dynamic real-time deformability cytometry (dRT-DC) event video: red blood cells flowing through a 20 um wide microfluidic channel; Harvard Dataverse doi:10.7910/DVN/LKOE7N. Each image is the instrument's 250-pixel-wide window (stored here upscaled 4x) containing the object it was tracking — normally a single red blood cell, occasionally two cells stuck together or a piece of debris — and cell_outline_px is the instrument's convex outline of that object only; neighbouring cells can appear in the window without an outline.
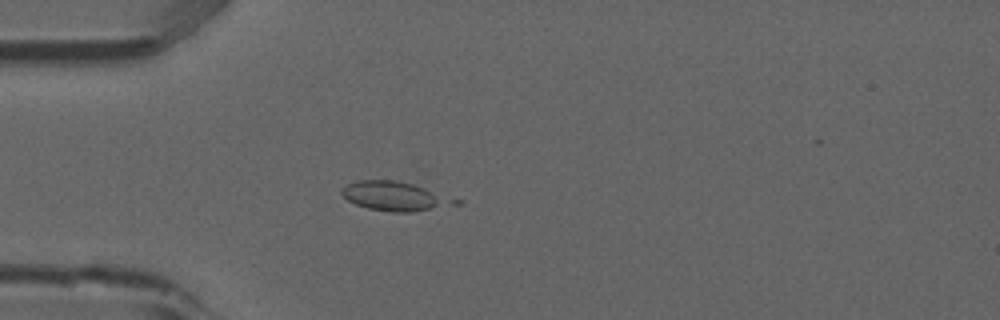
{"species": "common noctule bat (a hibernating species)", "species_latin": "Nyctalus noctula", "temperature_condition": "room temperature", "stored_images_in_passage": 3, "camera_frame_rate_fps": 3000, "um_per_image_px": 0.085, "animal": {"sex": "male", "forearm_length_mm": 52.5}, "frame": {"image": 1, "passage_image": 3, "time_ms": 0.667, "image_size_px": [1000, 320], "cell_outline_px": [[440, 200], [436, 204], [428, 208], [412, 212], [392, 212], [368, 208], [356, 204], [348, 200], [340, 192], [348, 184], [356, 180], [396, 180], [412, 184], [424, 188]], "centroid_in_image_um": [33.08, 16.63], "position_along_channel_um": 51.9, "area_um2": 16.94}}